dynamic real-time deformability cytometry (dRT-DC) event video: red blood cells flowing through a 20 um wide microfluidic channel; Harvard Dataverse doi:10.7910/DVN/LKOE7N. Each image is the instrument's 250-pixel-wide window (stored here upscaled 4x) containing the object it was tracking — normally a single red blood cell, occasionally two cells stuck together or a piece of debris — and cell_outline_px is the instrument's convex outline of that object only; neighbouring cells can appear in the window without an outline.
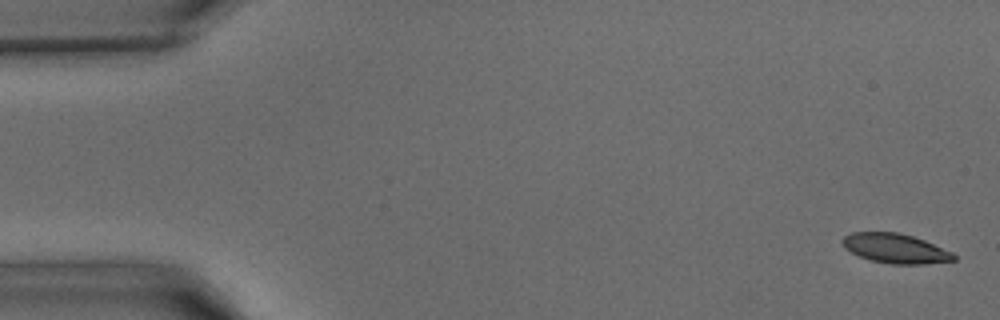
{"species": "common noctule bat (a hibernating species)", "species_latin": "Nyctalus noctula", "temperature_condition": "warm", "stored_images_in_passage": 9, "camera_frame_rate_fps": 3000, "um_per_image_px": 0.085, "animal": {"sex": "male", "body_mass_g": 15.6}, "frame": {"image": 1, "passage_image": 1, "time_ms": 0.0, "image_size_px": [1000, 320], "cell_outline_px": [[956, 260], [924, 264], [892, 264], [872, 260], [860, 256], [844, 248], [840, 240], [844, 236], [852, 232], [900, 232], [924, 240], [952, 252], [956, 256]], "centroid_in_image_um": [76.09, 21.11], "position_along_channel_um": 8.9, "area_um2": 19.13}}